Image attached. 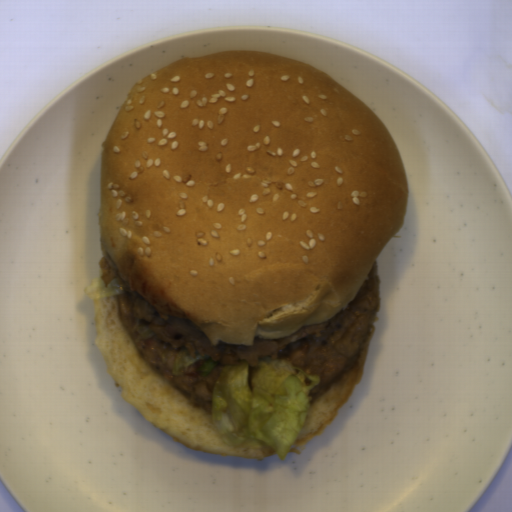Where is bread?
Returning <instances> with one entry per match:
<instances>
[{
	"instance_id": "8d2b1439",
	"label": "bread",
	"mask_w": 512,
	"mask_h": 512,
	"mask_svg": "<svg viewBox=\"0 0 512 512\" xmlns=\"http://www.w3.org/2000/svg\"><path fill=\"white\" fill-rule=\"evenodd\" d=\"M409 194L394 136L336 79L209 53L133 84L101 151L98 239L129 290L243 347L347 308Z\"/></svg>"
},
{
	"instance_id": "b6be36c0",
	"label": "bread",
	"mask_w": 512,
	"mask_h": 512,
	"mask_svg": "<svg viewBox=\"0 0 512 512\" xmlns=\"http://www.w3.org/2000/svg\"><path fill=\"white\" fill-rule=\"evenodd\" d=\"M368 353L367 343L352 368L335 380L329 389L314 401L292 446L302 447L309 444L335 421L341 407L349 401L364 374Z\"/></svg>"
},
{
	"instance_id": "cb027b5d",
	"label": "bread",
	"mask_w": 512,
	"mask_h": 512,
	"mask_svg": "<svg viewBox=\"0 0 512 512\" xmlns=\"http://www.w3.org/2000/svg\"><path fill=\"white\" fill-rule=\"evenodd\" d=\"M96 330L93 343L123 401L164 435L191 450L249 460L277 455L270 448L226 445L204 407L157 374L138 353L118 313L117 295L92 299Z\"/></svg>"
}]
</instances>
